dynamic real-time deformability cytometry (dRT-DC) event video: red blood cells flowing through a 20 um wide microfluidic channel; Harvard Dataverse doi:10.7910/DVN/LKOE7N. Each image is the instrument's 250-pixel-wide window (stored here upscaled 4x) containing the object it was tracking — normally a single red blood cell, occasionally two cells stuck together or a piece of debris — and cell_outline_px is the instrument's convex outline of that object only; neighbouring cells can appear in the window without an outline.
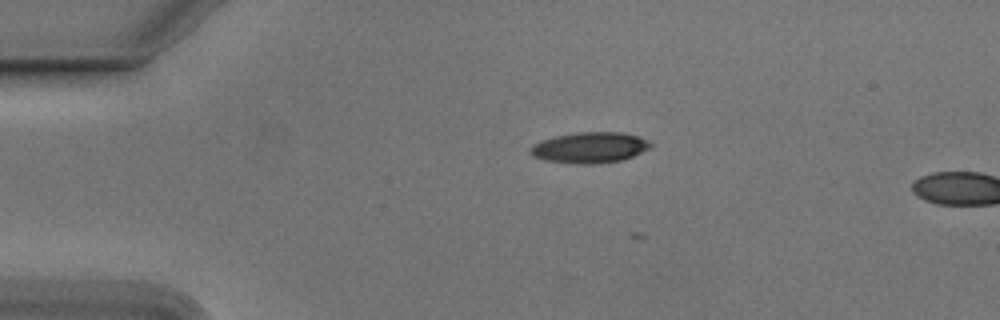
{"species": "Egyptian fruit bat (a non-hibernating species)", "species_latin": "Rousettus aegyptiacus", "temperature_condition": "cold", "stored_images_in_passage": 5, "camera_frame_rate_fps": 3000, "um_per_image_px": 0.085, "animal": {"sex": "male"}, "frame": {"image": 1, "passage_image": 3, "time_ms": 0.667, "image_size_px": [1000, 320], "cell_outline_px": [[652, 144], [648, 148], [632, 156], [620, 160], [596, 164], [580, 164], [544, 160], [532, 156], [528, 152], [540, 140], [556, 136], [576, 132], [620, 132], [636, 136], [648, 140]], "centroid_in_image_um": [50.1, 12.54], "position_along_channel_um": 34.9, "area_um2": 21.33}}